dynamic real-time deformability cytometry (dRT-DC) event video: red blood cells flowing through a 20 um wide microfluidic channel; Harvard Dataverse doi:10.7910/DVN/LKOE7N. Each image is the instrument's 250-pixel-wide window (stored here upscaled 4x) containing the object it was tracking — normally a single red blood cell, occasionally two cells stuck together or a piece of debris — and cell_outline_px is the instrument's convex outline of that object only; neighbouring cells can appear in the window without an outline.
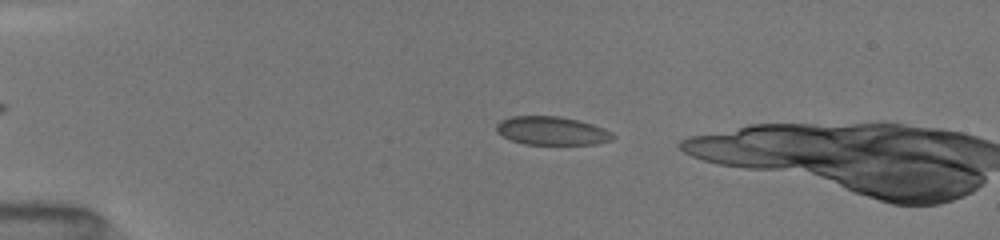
{"species": "common noctule bat (a hibernating species)", "species_latin": "Nyctalus noctula", "temperature_condition": "room temperature", "stored_images_in_passage": 18, "camera_frame_rate_fps": 3000, "um_per_image_px": 0.085, "animal": {"sex": "female", "body_mass_g": 19.5, "forearm_length_mm": 54.1}, "frame": {"image": 1, "passage_image": 13, "time_ms": 1.667, "image_size_px": [1000, 240], "cell_outline_px": [[616, 136], [612, 140], [596, 144], [524, 144], [512, 140], [504, 136], [496, 128], [496, 124], [500, 120], [512, 116], [556, 116], [576, 120], [592, 124]], "centroid_in_image_um": [46.88, 11.12], "position_along_channel_um": 38.1, "area_um2": 18.9}}